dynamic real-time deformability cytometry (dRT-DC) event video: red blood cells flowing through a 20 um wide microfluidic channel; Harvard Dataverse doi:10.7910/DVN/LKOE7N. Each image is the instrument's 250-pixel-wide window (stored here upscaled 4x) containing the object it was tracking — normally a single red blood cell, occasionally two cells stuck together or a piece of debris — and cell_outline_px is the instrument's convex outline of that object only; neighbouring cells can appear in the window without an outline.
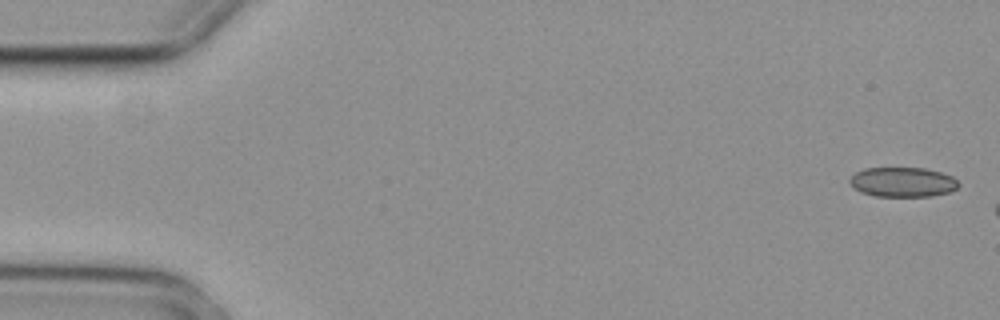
{"species": "common noctule bat (a hibernating species)", "species_latin": "Nyctalus noctula", "temperature_condition": "cold", "stored_images_in_passage": 3, "camera_frame_rate_fps": 3000, "um_per_image_px": 0.085, "animal": {"sex": "female", "body_mass_g": 29.2, "forearm_length_mm": 56.3}, "frame": {"image": 1, "passage_image": 1, "time_ms": 0.0, "image_size_px": [1000, 320], "cell_outline_px": [[960, 184], [952, 192], [932, 196], [876, 196], [860, 192], [848, 180], [856, 172], [864, 168], [924, 168], [940, 172], [952, 176]], "centroid_in_image_um": [76.75, 15.48], "position_along_channel_um": 8.2, "area_um2": 18.79}}